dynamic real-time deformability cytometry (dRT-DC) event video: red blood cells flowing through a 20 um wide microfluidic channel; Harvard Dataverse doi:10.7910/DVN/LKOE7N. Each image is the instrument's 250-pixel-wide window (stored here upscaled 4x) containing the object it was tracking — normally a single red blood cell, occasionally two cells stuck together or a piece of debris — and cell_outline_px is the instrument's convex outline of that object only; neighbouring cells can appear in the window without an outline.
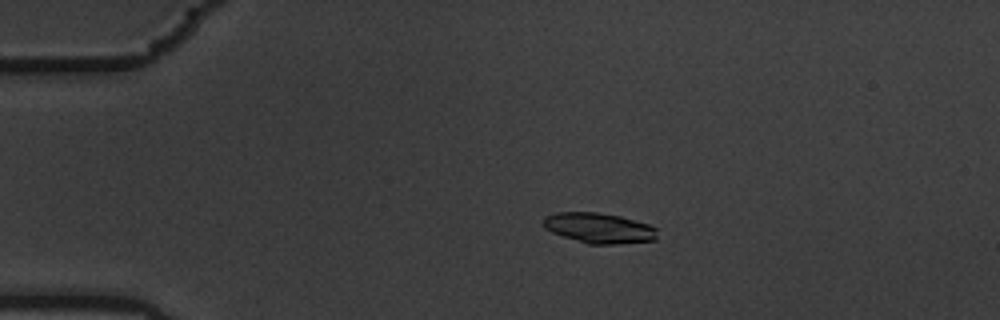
{"species": "common noctule bat (a hibernating species)", "species_latin": "Nyctalus noctula", "temperature_condition": "warm", "stored_images_in_passage": 52, "camera_frame_rate_fps": 3000, "um_per_image_px": 0.085, "animal": {"sex": "male", "body_mass_g": 19.5, "forearm_length_mm": 54.6}, "frame": {"image": 1, "passage_image": 7, "time_ms": 2.0, "image_size_px": [1000, 320], "cell_outline_px": [[656, 240], [616, 244], [588, 244], [552, 232], [544, 228], [544, 216], [556, 212], [596, 212], [620, 216], [648, 224], [656, 228]], "centroid_in_image_um": [50.9, 19.38], "position_along_channel_um": 34.1, "area_um2": 20.0}}
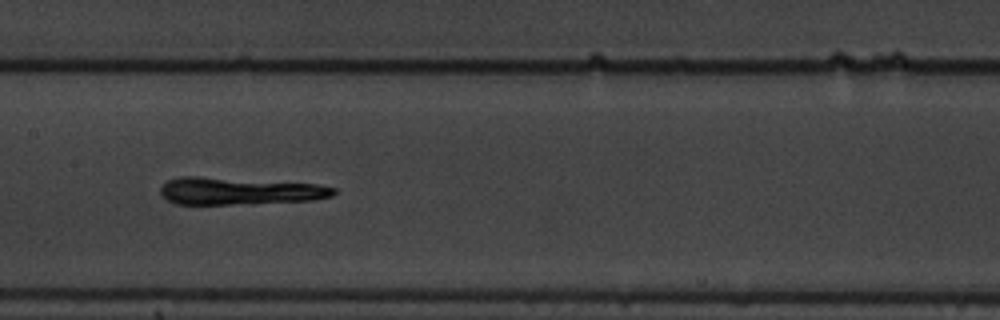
{"frame": {"image": 2, "passage_image": 24, "time_ms": 7.667, "image_size_px": [1000, 320], "cell_outline_px": [[336, 192], [332, 196], [312, 200], [232, 204], [176, 204], [168, 200], [160, 192], [160, 188], [168, 180], [180, 176], [196, 176], [316, 184], [336, 188]], "centroid_in_image_um": [20.32, 16.23], "position_along_channel_um": 187.1, "area_um2": 27.17}}
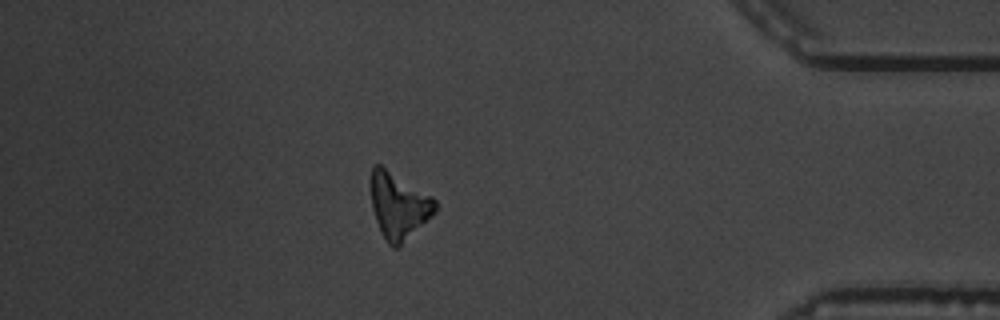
{"frame": {"image": 3, "passage_image": 45, "time_ms": 14.667, "image_size_px": [1000, 320], "cell_outline_px": [[436, 212], [400, 248], [392, 248], [388, 244], [380, 232], [372, 208], [372, 164], [380, 164], [432, 196], [436, 200]], "centroid_in_image_um": [33.9, 17.53], "position_along_channel_um": 401.3, "area_um2": 24.91}}